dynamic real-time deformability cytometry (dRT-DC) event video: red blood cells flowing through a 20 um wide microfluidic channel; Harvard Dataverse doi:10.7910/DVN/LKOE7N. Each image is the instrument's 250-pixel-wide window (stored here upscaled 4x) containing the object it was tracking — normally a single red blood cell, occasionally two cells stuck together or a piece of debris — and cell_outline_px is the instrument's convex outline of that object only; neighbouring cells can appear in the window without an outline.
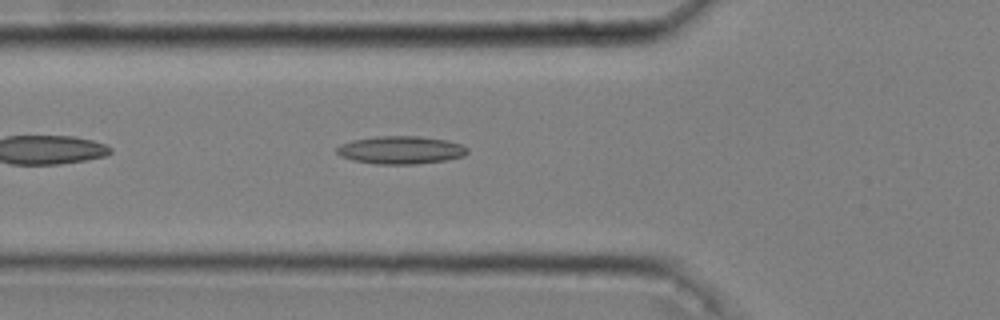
{"species": "common noctule bat (a hibernating species)", "species_latin": "Nyctalus noctula", "temperature_condition": "cold", "stored_images_in_passage": 36, "camera_frame_rate_fps": 3000, "um_per_image_px": 0.085, "animal": {"sex": "male", "body_mass_g": 20.4}, "frame": {"image": 1, "passage_image": 4, "time_ms": 1.0, "image_size_px": [1000, 320], "cell_outline_px": [[468, 152], [464, 156], [444, 160], [416, 164], [376, 164], [352, 160], [340, 156], [336, 152], [336, 148], [340, 144], [352, 140], [376, 136], [420, 136], [448, 140], [460, 144], [468, 148]], "centroid_in_image_um": [34.05, 12.75], "position_along_channel_um": 91.8, "area_um2": 21.33}}
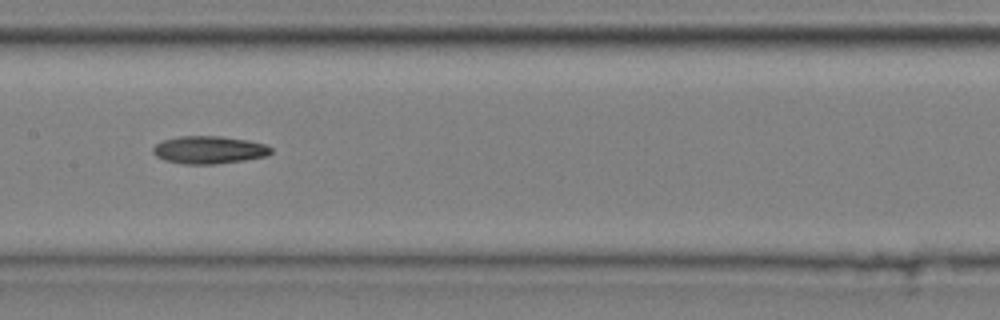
{"frame": {"image": 2, "passage_image": 12, "time_ms": 3.667, "image_size_px": [1000, 320], "cell_outline_px": [[272, 152], [268, 156], [244, 160], [216, 164], [184, 164], [164, 160], [156, 156], [152, 152], [152, 148], [156, 144], [164, 140], [180, 136], [220, 136], [248, 140], [264, 144], [272, 148]], "centroid_in_image_um": [17.77, 12.74], "position_along_channel_um": 189.6, "area_um2": 19.07}}
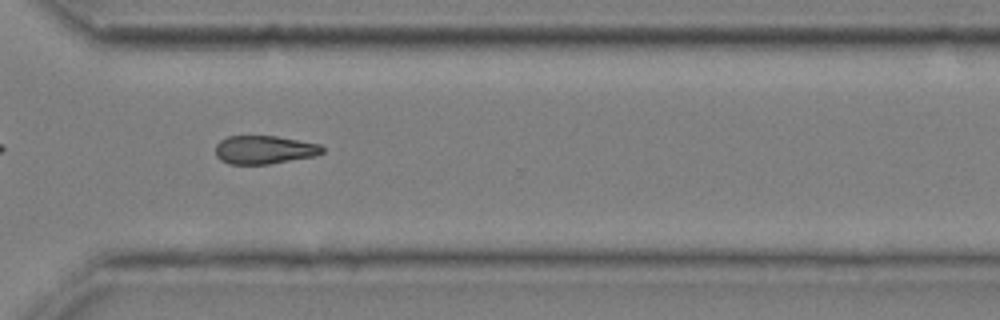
{"frame": {"image": 3, "passage_image": 25, "time_ms": 8.0, "image_size_px": [1000, 320], "cell_outline_px": [[324, 152], [316, 156], [268, 164], [228, 164], [220, 160], [216, 156], [216, 144], [220, 140], [228, 136], [276, 136], [320, 144], [324, 148]], "centroid_in_image_um": [22.46, 12.73], "position_along_channel_um": 348.1, "area_um2": 17.74}}